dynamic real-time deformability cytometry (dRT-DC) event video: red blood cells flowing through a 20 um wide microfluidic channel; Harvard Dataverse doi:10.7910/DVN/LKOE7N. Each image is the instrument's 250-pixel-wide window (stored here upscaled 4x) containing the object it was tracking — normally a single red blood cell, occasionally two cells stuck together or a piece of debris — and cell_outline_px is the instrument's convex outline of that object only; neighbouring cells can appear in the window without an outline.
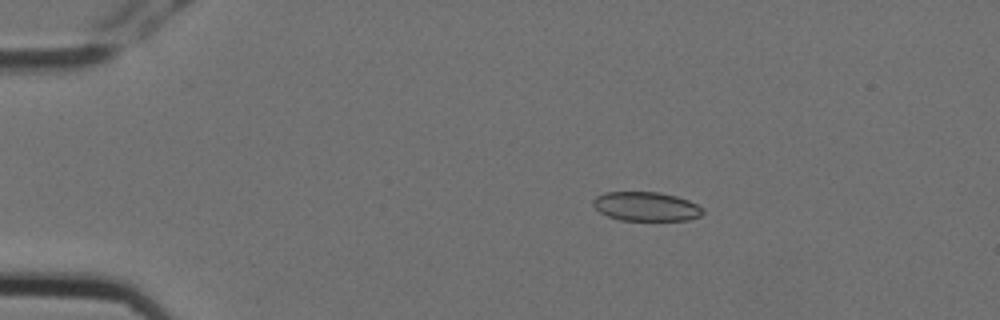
{"species": "Egyptian fruit bat (a non-hibernating species)", "species_latin": "Rousettus aegyptiacus", "temperature_condition": "cold", "stored_images_in_passage": 4, "camera_frame_rate_fps": 3000, "um_per_image_px": 0.085, "animal": {"sex": "female"}, "frame": {"image": 1, "passage_image": 2, "time_ms": 0.333, "image_size_px": [1000, 320], "cell_outline_px": [[704, 212], [700, 216], [688, 220], [620, 220], [608, 216], [600, 212], [592, 204], [592, 200], [596, 196], [604, 192], [660, 192], [676, 196], [688, 200], [704, 208]], "centroid_in_image_um": [54.92, 17.54], "position_along_channel_um": 30.1, "area_um2": 18.67}}